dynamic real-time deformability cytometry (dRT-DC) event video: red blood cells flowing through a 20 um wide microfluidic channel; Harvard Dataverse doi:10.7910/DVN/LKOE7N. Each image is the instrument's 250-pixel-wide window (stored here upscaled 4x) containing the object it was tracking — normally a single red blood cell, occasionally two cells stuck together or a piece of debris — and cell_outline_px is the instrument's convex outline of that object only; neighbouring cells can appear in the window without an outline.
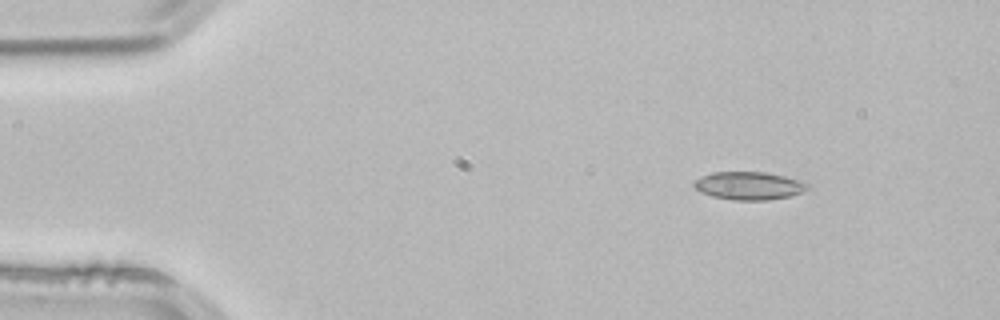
{"species": "common noctule bat (a hibernating species)", "species_latin": "Nyctalus noctula", "temperature_condition": "room temperature", "stored_images_in_passage": 3, "camera_frame_rate_fps": 3000, "um_per_image_px": 0.085, "animal": {"sex": "male", "body_mass_g": 21.5, "forearm_length_mm": 52.0}, "frame": {"image": 1, "passage_image": 1, "time_ms": 0.0, "image_size_px": [1000, 320], "cell_outline_px": [[812, 188], [788, 196], [768, 200], [732, 200], [712, 196], [700, 192], [692, 184], [692, 180], [700, 176], [712, 172], [768, 172], [804, 180], [812, 184]], "centroid_in_image_um": [63.69, 15.77], "position_along_channel_um": 21.3, "area_um2": 18.96}}
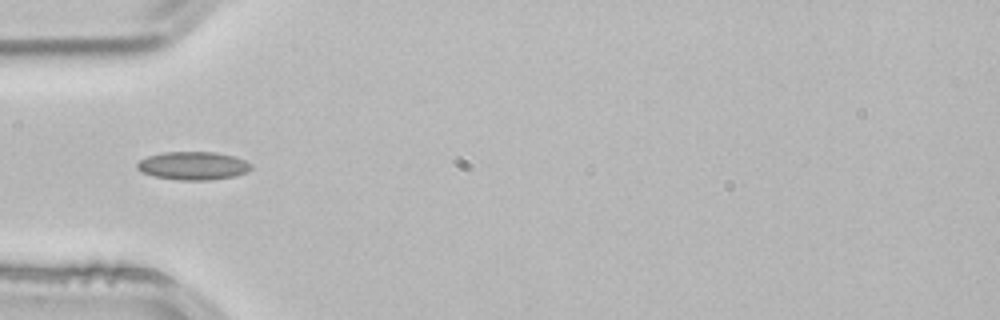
{"frame": {"image": 2, "passage_image": 3, "time_ms": 0.667, "image_size_px": [1000, 320], "cell_outline_px": [[252, 168], [244, 172], [232, 176], [208, 180], [180, 180], [152, 176], [136, 168], [136, 164], [140, 160], [148, 156], [164, 152], [216, 152], [232, 156], [244, 160], [252, 164]], "centroid_in_image_um": [16.38, 14.08], "position_along_channel_um": 68.6, "area_um2": 18.5}}